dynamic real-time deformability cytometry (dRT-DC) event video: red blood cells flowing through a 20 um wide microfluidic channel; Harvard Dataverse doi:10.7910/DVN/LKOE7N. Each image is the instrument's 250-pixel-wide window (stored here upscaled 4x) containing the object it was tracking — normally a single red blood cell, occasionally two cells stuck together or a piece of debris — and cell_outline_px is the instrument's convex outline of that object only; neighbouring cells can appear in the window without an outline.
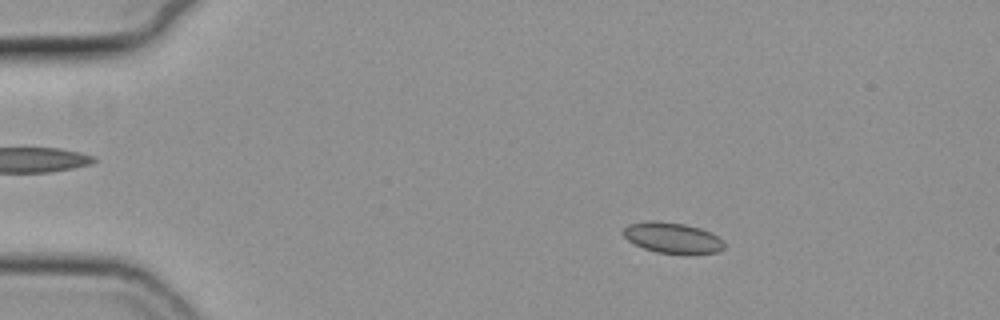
{"species": "common noctule bat (a hibernating species)", "species_latin": "Nyctalus noctula", "temperature_condition": "cold", "stored_images_in_passage": 50, "camera_frame_rate_fps": 3000, "um_per_image_px": 0.085, "animal": {"sex": "female", "body_mass_g": 19.3, "forearm_length_mm": 54.1}, "frame": {"image": 1, "passage_image": 4, "time_ms": 1.0, "image_size_px": [1000, 320], "cell_outline_px": [[724, 248], [720, 252], [692, 256], [684, 256], [656, 252], [644, 248], [628, 240], [624, 236], [624, 228], [628, 224], [648, 220], [656, 220], [684, 224], [700, 228], [712, 232], [724, 240]], "centroid_in_image_um": [57.24, 20.25], "position_along_channel_um": 27.8, "area_um2": 18.79}}
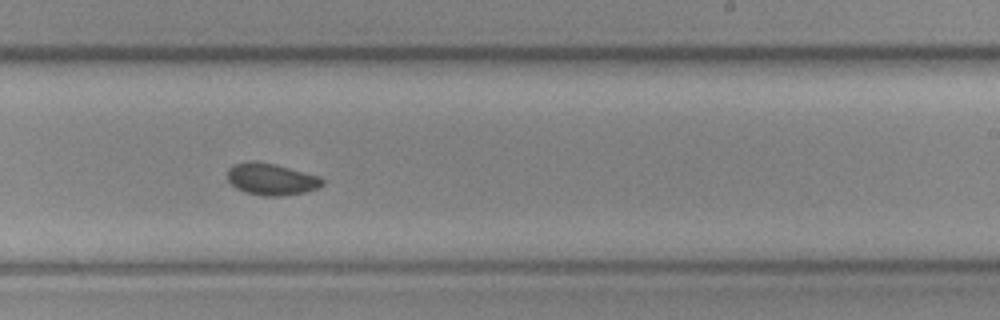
{"frame": {"image": 2, "passage_image": 29, "time_ms": 9.333, "image_size_px": [1000, 320], "cell_outline_px": [[324, 184], [320, 188], [304, 192], [280, 196], [264, 196], [244, 192], [236, 188], [228, 180], [228, 168], [232, 164], [248, 160], [256, 160], [276, 164], [320, 176], [324, 180]], "centroid_in_image_um": [23.06, 15.21], "position_along_channel_um": 265.9, "area_um2": 17.92}}
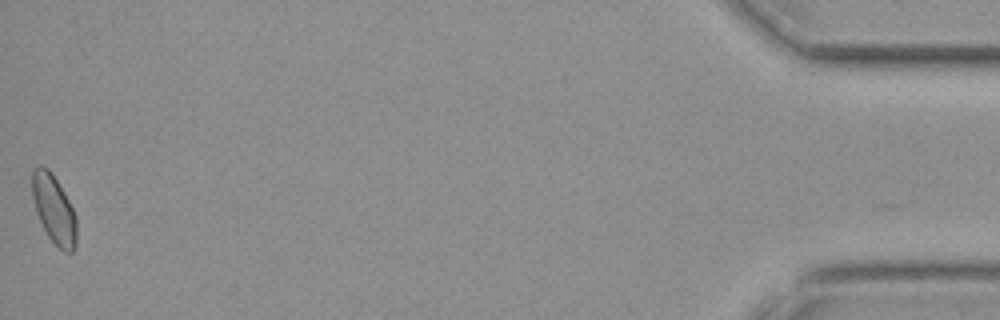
{"frame": {"image": 3, "passage_image": 50, "time_ms": 16.333, "image_size_px": [1000, 320], "cell_outline_px": [[76, 244], [72, 252], [64, 252], [48, 236], [36, 212], [32, 196], [32, 168], [40, 164], [48, 168], [52, 172], [68, 200], [76, 216]], "centroid_in_image_um": [4.57, 17.75], "position_along_channel_um": 430.6, "area_um2": 17.63}, "authors_computed_cell_mechanics": {"area_um2": 17.8602, "velocity_mm_per_s": 3.7541, "shape_relaxation_time_tau1_ms": null, "shape_relaxation_time_tau2_ms": 6.782, "deformation_change_tau1": null, "deformation_change_tau2": 0.0835}}